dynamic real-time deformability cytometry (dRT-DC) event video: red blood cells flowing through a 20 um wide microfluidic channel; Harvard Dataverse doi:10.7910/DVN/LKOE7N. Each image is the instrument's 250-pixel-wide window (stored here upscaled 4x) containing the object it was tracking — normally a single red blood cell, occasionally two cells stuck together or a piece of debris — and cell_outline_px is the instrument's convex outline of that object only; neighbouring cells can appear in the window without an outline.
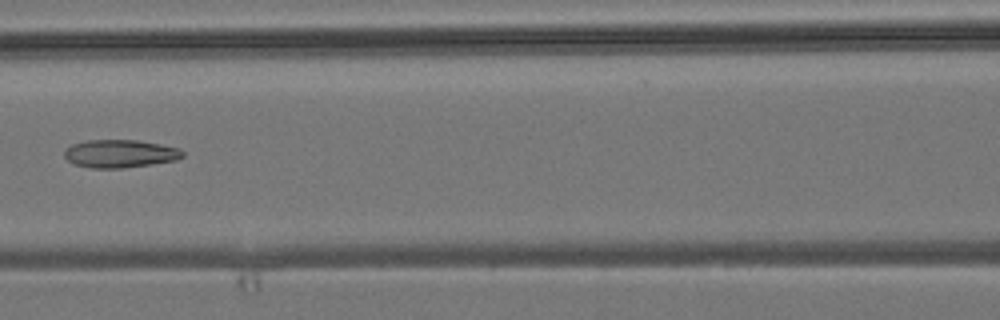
{"species": "common noctule bat (a hibernating species)", "species_latin": "Nyctalus noctula", "temperature_condition": "room temperature", "stored_images_in_passage": 8, "camera_frame_rate_fps": 3000, "um_per_image_px": 0.085, "animal": {"sex": "male", "body_mass_g": 19.2, "forearm_length_mm": 51.8}, "frame": {"image": 1, "passage_image": 8, "time_ms": 8.0, "image_size_px": [1000, 320], "cell_outline_px": [[184, 156], [176, 160], [120, 168], [92, 168], [76, 164], [68, 160], [64, 156], [64, 152], [72, 144], [88, 140], [136, 140], [160, 144], [180, 148], [184, 152]], "centroid_in_image_um": [10.22, 13.05], "position_along_channel_um": 156.4, "area_um2": 19.02}}